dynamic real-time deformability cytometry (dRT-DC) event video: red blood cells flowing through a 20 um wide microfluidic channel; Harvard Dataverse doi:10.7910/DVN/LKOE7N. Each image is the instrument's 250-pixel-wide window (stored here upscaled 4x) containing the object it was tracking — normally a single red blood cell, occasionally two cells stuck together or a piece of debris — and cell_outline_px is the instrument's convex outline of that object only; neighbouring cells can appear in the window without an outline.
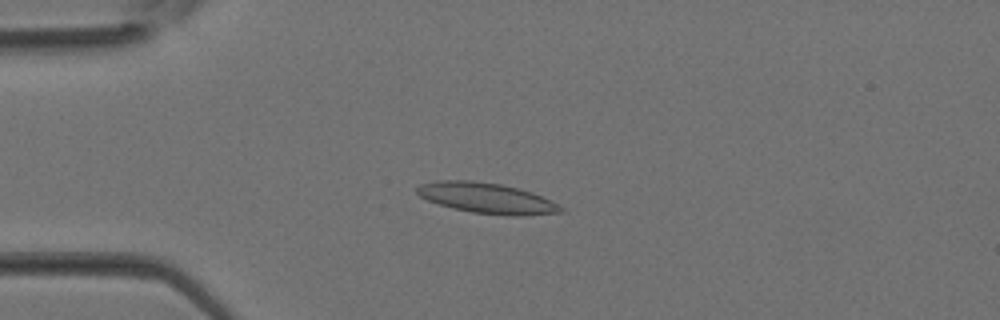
{"species": "Egyptian fruit bat (a non-hibernating species)", "species_latin": "Rousettus aegyptiacus", "temperature_condition": "room temperature", "stored_images_in_passage": 35, "camera_frame_rate_fps": 3000, "um_per_image_px": 0.085, "animal": {"sex": "female"}, "frame": {"image": 1, "passage_image": 7, "time_ms": 2.0, "image_size_px": [1000, 320], "cell_outline_px": [[568, 212], [524, 216], [508, 216], [472, 212], [452, 208], [428, 200], [420, 196], [416, 192], [416, 188], [420, 184], [436, 180], [472, 180], [500, 184], [520, 188], [532, 192], [564, 208]], "centroid_in_image_um": [41.39, 16.84], "position_along_channel_um": 43.6, "area_um2": 25.72}}
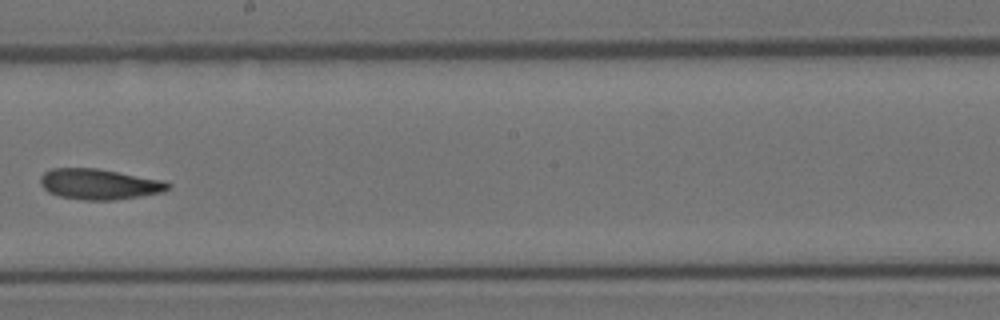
{"frame": {"image": 2, "passage_image": 19, "time_ms": 6.0, "image_size_px": [1000, 320], "cell_outline_px": [[172, 188], [164, 192], [140, 196], [112, 200], [84, 200], [60, 196], [48, 192], [40, 184], [40, 176], [44, 172], [52, 168], [96, 168], [164, 180], [172, 184]], "centroid_in_image_um": [8.46, 15.65], "position_along_channel_um": 239.7, "area_um2": 22.89}}
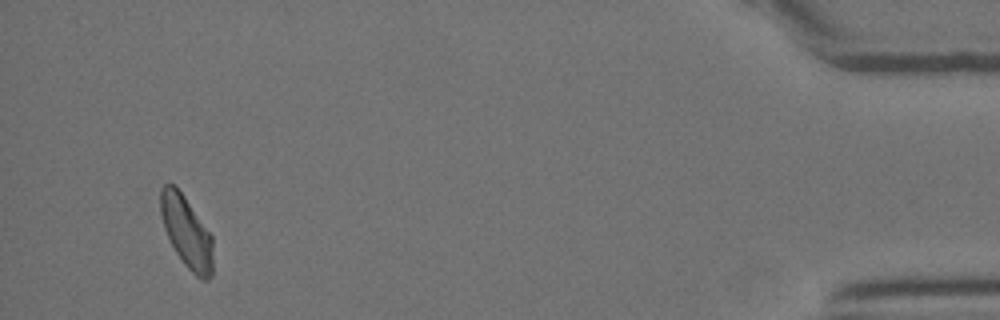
{"frame": {"image": 3, "passage_image": 33, "time_ms": 10.667, "image_size_px": [1000, 320], "cell_outline_px": [[212, 276], [208, 280], [200, 280], [184, 264], [176, 252], [164, 228], [160, 212], [160, 188], [164, 184], [172, 184], [184, 196], [212, 236]], "centroid_in_image_um": [15.85, 19.74], "position_along_channel_um": 419.3, "area_um2": 21.56}}